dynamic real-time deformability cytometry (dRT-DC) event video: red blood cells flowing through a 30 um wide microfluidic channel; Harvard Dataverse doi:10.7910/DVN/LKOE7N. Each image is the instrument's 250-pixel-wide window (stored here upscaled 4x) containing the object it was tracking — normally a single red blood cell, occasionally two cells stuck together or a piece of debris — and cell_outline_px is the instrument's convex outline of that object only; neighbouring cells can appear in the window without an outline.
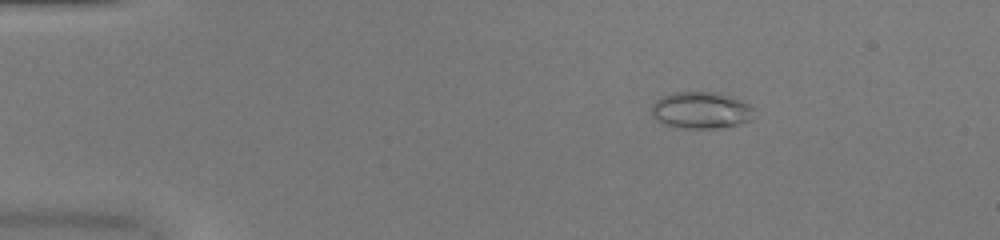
{"species": "common noctule bat (a hibernating species)", "species_latin": "Nyctalus noctula", "temperature_condition": "warm", "stored_images_in_passage": 44, "camera_frame_rate_fps": 3000, "um_per_image_px": 0.085, "animal": {"sex": "female", "body_mass_g": 20.0, "forearm_length_mm": 54.0}, "frame": {"image": 1, "passage_image": 1, "time_ms": 0.0, "image_size_px": [1000, 240], "cell_outline_px": [[752, 108], [748, 120], [740, 124], [716, 128], [676, 128], [660, 124], [652, 116], [652, 104], [656, 100], [672, 92], [716, 92], [740, 100], [748, 104]], "centroid_in_image_um": [59.49, 9.38], "position_along_channel_um": 25.5, "area_um2": 21.79}}
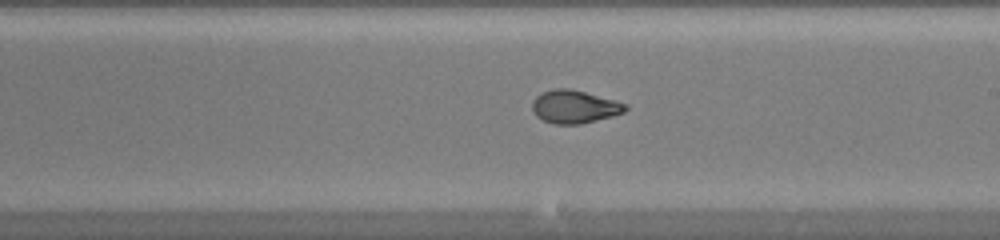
{"frame": {"image": 2, "passage_image": 23, "time_ms": 7.333, "image_size_px": [1000, 240], "cell_outline_px": [[628, 108], [624, 112], [612, 116], [580, 124], [552, 124], [536, 116], [532, 112], [532, 100], [536, 96], [552, 88], [568, 88], [616, 100], [628, 104]], "centroid_in_image_um": [48.82, 9.07], "position_along_channel_um": 240.2, "area_um2": 17.98}}
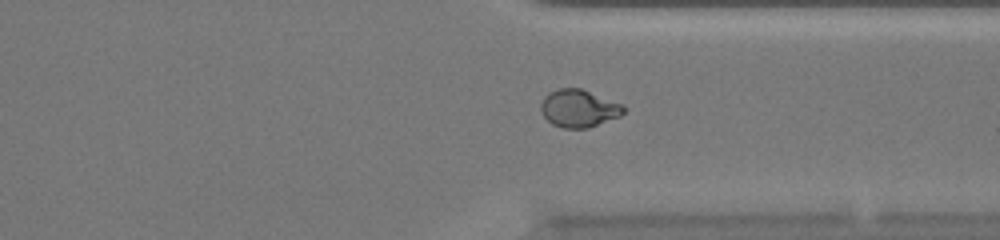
{"frame": {"image": 3, "passage_image": 32, "time_ms": 10.333, "image_size_px": [1000, 240], "cell_outline_px": [[628, 108], [620, 116], [588, 128], [564, 128], [552, 124], [544, 116], [540, 108], [540, 104], [544, 96], [548, 92], [560, 88], [580, 88], [620, 104]], "centroid_in_image_um": [49.17, 9.21], "position_along_channel_um": 362.2, "area_um2": 17.98}, "authors_computed_cell_mechanics": {"area_um2": 18.7272, "velocity_mm_per_s": 4.0703, "shape_relaxation_time_tau1_ms": null, "shape_relaxation_time_tau2_ms": 0.7748, "deformation_change_tau1": null, "deformation_change_tau2": 0.0575}}